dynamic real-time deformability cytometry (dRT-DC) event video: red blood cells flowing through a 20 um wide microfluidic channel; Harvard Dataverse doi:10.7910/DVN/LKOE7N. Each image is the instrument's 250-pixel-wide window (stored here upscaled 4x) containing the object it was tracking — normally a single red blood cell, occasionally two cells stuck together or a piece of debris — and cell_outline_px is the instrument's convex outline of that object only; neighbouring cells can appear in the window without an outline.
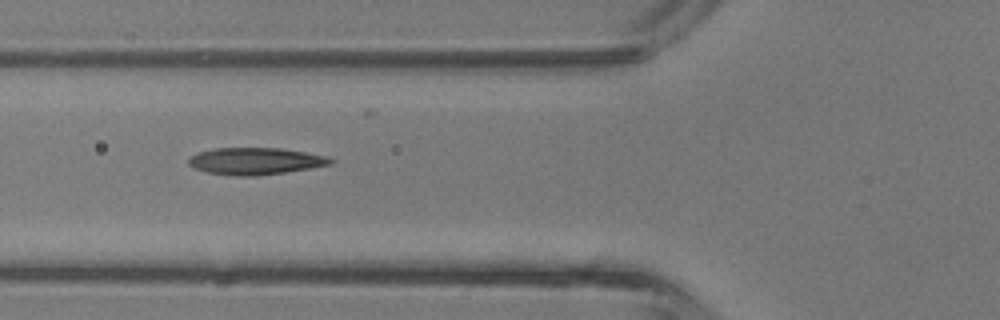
{"species": "common noctule bat (a hibernating species)", "species_latin": "Nyctalus noctula", "temperature_condition": "room temperature", "stored_images_in_passage": 27, "camera_frame_rate_fps": 3000, "um_per_image_px": 0.085, "animal": {"sex": "male", "body_mass_g": 13.3}, "frame": {"image": 1, "passage_image": 2, "time_ms": 0.333, "image_size_px": [1000, 320], "cell_outline_px": [[336, 160], [332, 164], [284, 172], [256, 176], [232, 176], [208, 172], [196, 168], [188, 164], [188, 156], [200, 152], [216, 148], [280, 148], [328, 156]], "centroid_in_image_um": [21.71, 13.69], "position_along_channel_um": 104.1, "area_um2": 22.2}}
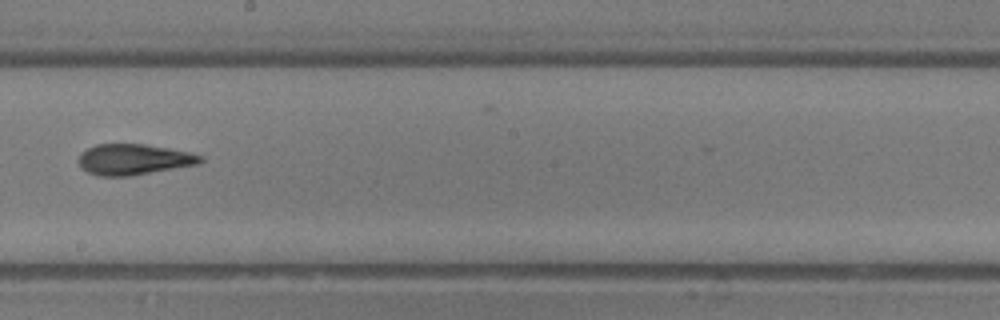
{"frame": {"image": 2, "passage_image": 10, "time_ms": 3.0, "image_size_px": [1000, 320], "cell_outline_px": [[204, 160], [200, 164], [128, 176], [100, 176], [88, 172], [80, 164], [80, 156], [88, 148], [96, 144], [144, 144], [168, 148], [188, 152], [204, 156]], "centroid_in_image_um": [11.43, 13.55], "position_along_channel_um": 236.8, "area_um2": 21.56}}
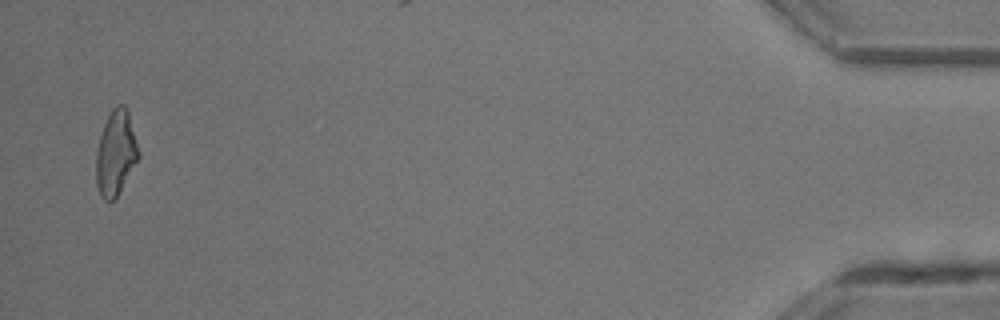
{"frame": {"image": 3, "passage_image": 27, "time_ms": 8.667, "image_size_px": [1000, 320], "cell_outline_px": [[140, 156], [116, 196], [112, 200], [104, 200], [100, 196], [96, 184], [96, 152], [100, 136], [104, 124], [112, 108], [116, 104], [124, 104], [128, 108], [140, 152]], "centroid_in_image_um": [9.85, 12.95], "position_along_channel_um": 425.4, "area_um2": 20.98}}